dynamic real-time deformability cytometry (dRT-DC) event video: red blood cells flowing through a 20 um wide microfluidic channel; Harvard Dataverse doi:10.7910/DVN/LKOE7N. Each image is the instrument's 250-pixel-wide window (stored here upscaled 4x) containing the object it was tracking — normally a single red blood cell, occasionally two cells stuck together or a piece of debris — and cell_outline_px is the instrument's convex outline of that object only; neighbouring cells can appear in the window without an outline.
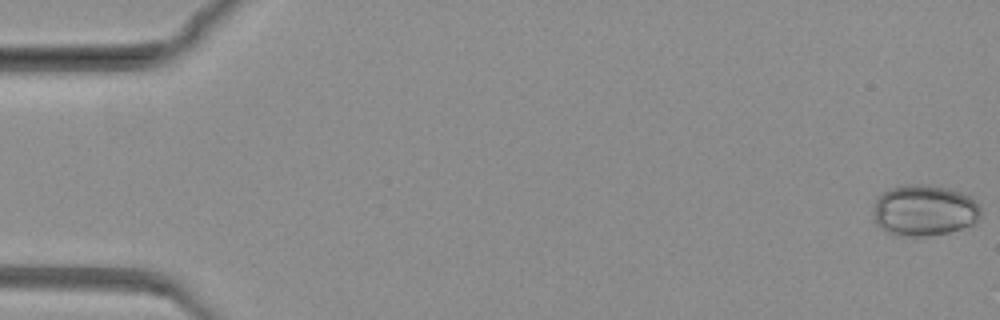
{"species": "common noctule bat (a hibernating species)", "species_latin": "Nyctalus noctula", "temperature_condition": "warm", "stored_images_in_passage": 61, "camera_frame_rate_fps": 3000, "um_per_image_px": 0.085, "animal": {"sex": "female", "body_mass_g": 19.3, "forearm_length_mm": 54.1}, "frame": {"image": 1, "passage_image": 1, "time_ms": 0.0, "image_size_px": [1000, 320], "cell_outline_px": [[980, 216], [972, 224], [948, 232], [928, 236], [892, 236], [884, 232], [876, 224], [876, 200], [884, 192], [892, 188], [904, 184], [924, 184], [948, 188], [960, 192], [968, 196], [980, 208]], "centroid_in_image_um": [78.54, 17.9], "position_along_channel_um": 6.5, "area_um2": 31.67}}
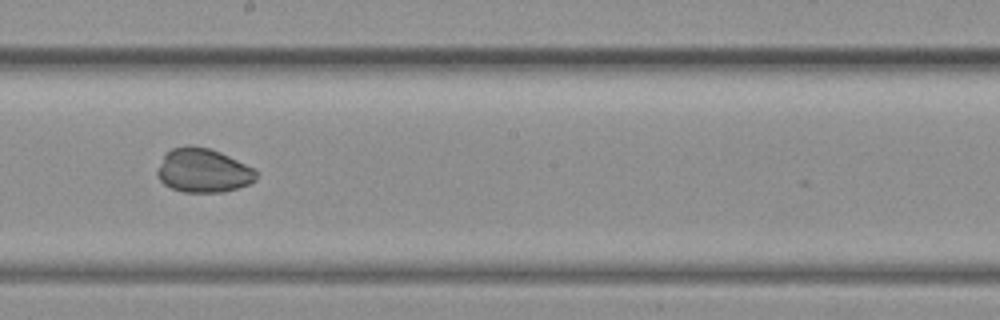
{"frame": {"image": 2, "passage_image": 47, "time_ms": 15.333, "image_size_px": [1000, 320], "cell_outline_px": [[256, 180], [248, 184], [236, 188], [220, 192], [184, 192], [172, 188], [164, 184], [156, 176], [156, 172], [164, 156], [172, 148], [188, 144], [208, 148], [220, 152], [252, 168], [256, 172]], "centroid_in_image_um": [17.23, 14.49], "position_along_channel_um": 231.0, "area_um2": 25.03}}
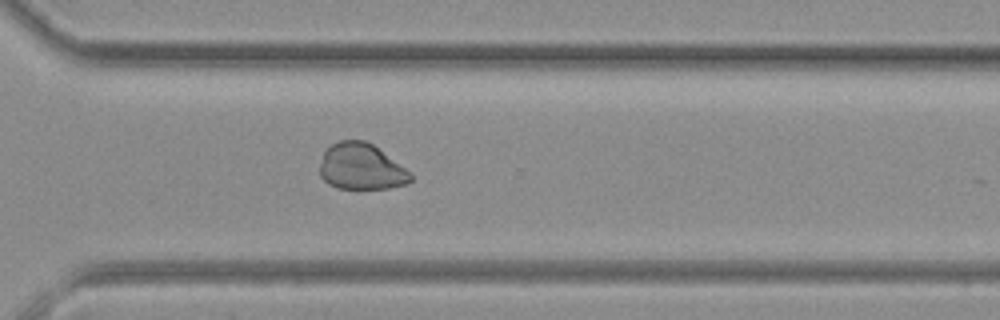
{"frame": {"image": 3, "passage_image": 60, "time_ms": 19.667, "image_size_px": [1000, 320], "cell_outline_px": [[412, 180], [404, 184], [388, 188], [336, 188], [328, 184], [320, 176], [320, 164], [324, 152], [332, 144], [340, 140], [364, 140], [372, 144], [404, 168], [412, 176]], "centroid_in_image_um": [30.65, 14.17], "position_along_channel_um": 339.9, "area_um2": 23.99}}